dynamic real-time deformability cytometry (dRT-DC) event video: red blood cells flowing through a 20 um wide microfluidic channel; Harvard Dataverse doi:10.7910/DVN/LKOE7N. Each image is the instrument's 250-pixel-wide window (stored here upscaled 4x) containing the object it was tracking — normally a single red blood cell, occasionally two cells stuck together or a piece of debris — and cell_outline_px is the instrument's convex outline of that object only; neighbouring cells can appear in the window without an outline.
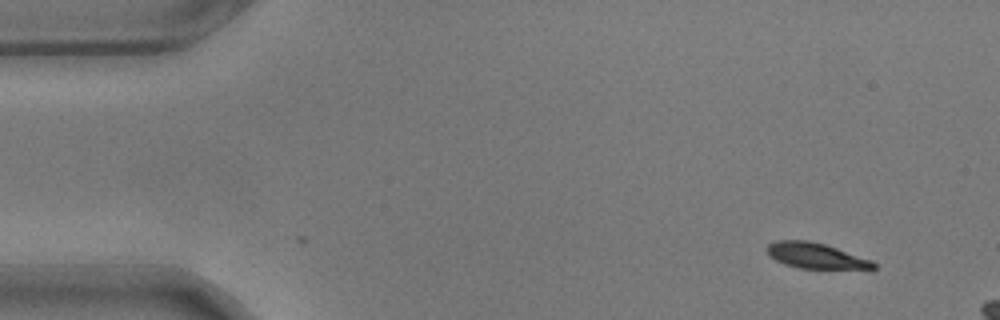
{"species": "common noctule bat (a hibernating species)", "species_latin": "Nyctalus noctula", "temperature_condition": "warm", "stored_images_in_passage": 12, "camera_frame_rate_fps": 3000, "um_per_image_px": 0.085, "animal": {"sex": "male", "body_mass_g": 17.9}, "frame": {"image": 1, "passage_image": 1, "time_ms": 0.0, "image_size_px": [1000, 320], "cell_outline_px": [[876, 268], [872, 272], [800, 268], [784, 264], [776, 260], [768, 252], [768, 244], [776, 240], [808, 240], [824, 244], [872, 260], [876, 264]], "centroid_in_image_um": [69.51, 21.8], "position_along_channel_um": 15.5, "area_um2": 16.53}}